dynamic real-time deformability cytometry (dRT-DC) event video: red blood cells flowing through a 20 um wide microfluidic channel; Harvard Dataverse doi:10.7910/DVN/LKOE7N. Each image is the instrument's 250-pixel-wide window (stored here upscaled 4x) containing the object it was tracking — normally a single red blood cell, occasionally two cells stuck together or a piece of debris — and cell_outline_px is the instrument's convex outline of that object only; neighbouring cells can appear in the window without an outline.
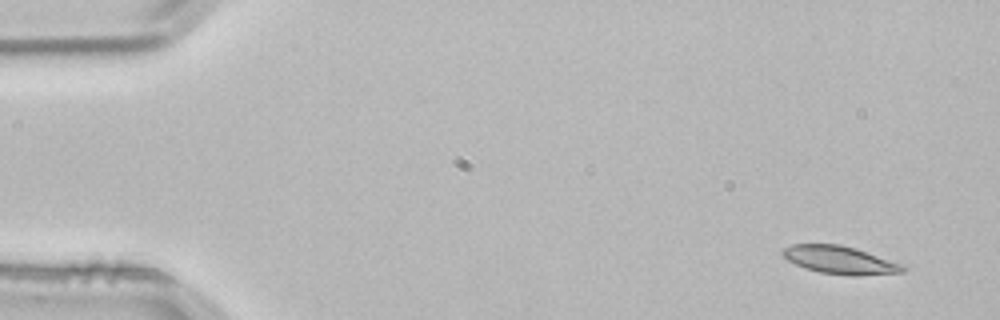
{"species": "common noctule bat (a hibernating species)", "species_latin": "Nyctalus noctula", "temperature_condition": "room temperature", "stored_images_in_passage": 3, "camera_frame_rate_fps": 3000, "um_per_image_px": 0.085, "animal": {"sex": "male", "body_mass_g": 21.5, "forearm_length_mm": 52.0}, "frame": {"image": 1, "passage_image": 1, "time_ms": 0.0, "image_size_px": [1000, 320], "cell_outline_px": [[908, 268], [904, 272], [856, 276], [852, 276], [820, 272], [804, 268], [788, 260], [780, 252], [784, 248], [792, 244], [840, 244], [856, 248], [904, 264]], "centroid_in_image_um": [71.44, 22.1], "position_along_channel_um": 13.6, "area_um2": 19.71}}
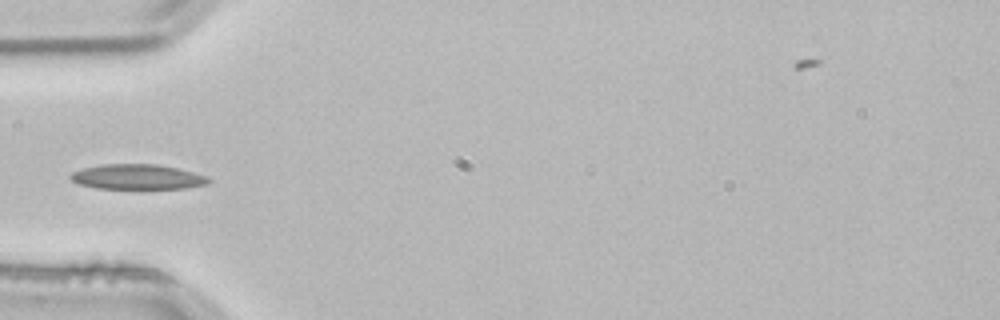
{"frame": {"image": 2, "passage_image": 3, "time_ms": 0.667, "image_size_px": [1000, 320], "cell_outline_px": [[212, 180], [208, 184], [184, 188], [96, 188], [76, 184], [68, 176], [72, 172], [84, 168], [100, 164], [156, 164], [176, 168], [208, 176]], "centroid_in_image_um": [11.65, 15.03], "position_along_channel_um": 73.3, "area_um2": 20.11}}